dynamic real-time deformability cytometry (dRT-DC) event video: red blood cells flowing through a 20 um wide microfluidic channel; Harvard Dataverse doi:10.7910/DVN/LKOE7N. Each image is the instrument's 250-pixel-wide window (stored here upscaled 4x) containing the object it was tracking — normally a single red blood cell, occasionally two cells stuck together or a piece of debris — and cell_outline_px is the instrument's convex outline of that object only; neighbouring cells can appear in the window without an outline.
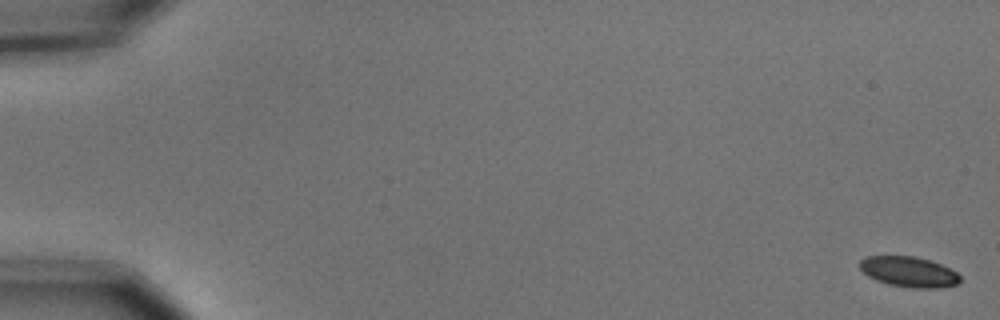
{"species": "common noctule bat (a hibernating species)", "species_latin": "Nyctalus noctula", "temperature_condition": "cold", "stored_images_in_passage": 6, "camera_frame_rate_fps": 3000, "um_per_image_px": 0.085, "animal": {"sex": "male", "body_mass_g": 15.6}, "frame": {"image": 1, "passage_image": 1, "time_ms": 0.0, "image_size_px": [1000, 320], "cell_outline_px": [[960, 284], [940, 288], [912, 288], [888, 284], [876, 280], [868, 276], [860, 268], [860, 260], [864, 256], [916, 256], [932, 260], [956, 272], [960, 276]], "centroid_in_image_um": [77.27, 23.1], "position_along_channel_um": 7.7, "area_um2": 17.92}}